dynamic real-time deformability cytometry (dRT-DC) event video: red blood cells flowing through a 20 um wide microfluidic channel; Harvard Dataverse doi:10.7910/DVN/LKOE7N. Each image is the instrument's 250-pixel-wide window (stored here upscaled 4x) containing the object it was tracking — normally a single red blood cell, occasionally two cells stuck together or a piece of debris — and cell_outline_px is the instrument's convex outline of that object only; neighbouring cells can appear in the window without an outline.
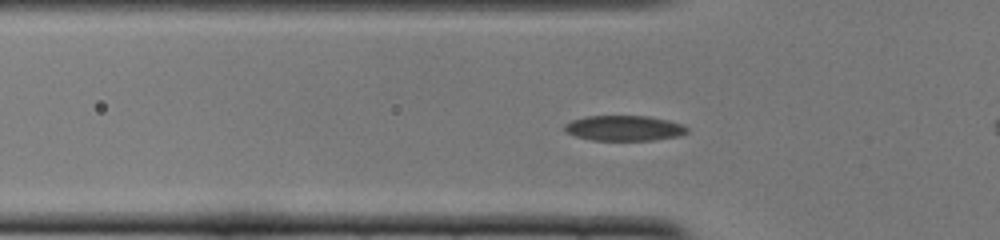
{"species": "common noctule bat (a hibernating species)", "species_latin": "Nyctalus noctula", "temperature_condition": "cold", "stored_images_in_passage": 51, "camera_frame_rate_fps": 3000, "um_per_image_px": 0.085, "animal": {"sex": "female", "body_mass_g": 22.0, "forearm_length_mm": 56.7}, "frame": {"image": 1, "passage_image": 13, "time_ms": 4.0, "image_size_px": [1000, 240], "cell_outline_px": [[688, 132], [680, 136], [652, 140], [592, 140], [576, 136], [568, 132], [564, 128], [564, 124], [572, 120], [588, 116], [648, 116], [668, 120], [680, 124], [688, 128]], "centroid_in_image_um": [53.07, 10.89], "position_along_channel_um": 72.7, "area_um2": 17.92}}
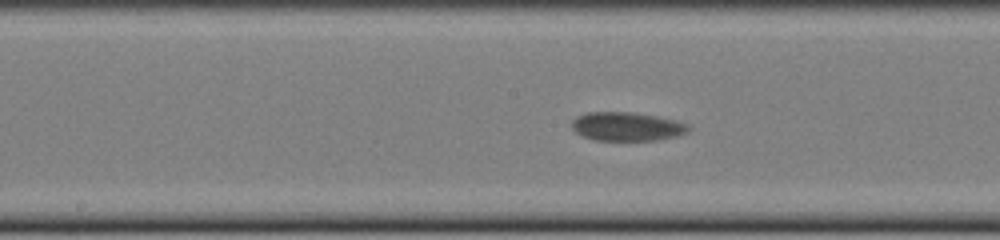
{"frame": {"image": 2, "passage_image": 23, "time_ms": 7.333, "image_size_px": [1000, 240], "cell_outline_px": [[692, 128], [688, 132], [676, 136], [656, 140], [596, 140], [584, 136], [576, 132], [572, 128], [572, 120], [576, 116], [588, 112], [632, 112], [656, 116], [676, 120], [688, 124]], "centroid_in_image_um": [53.3, 10.74], "position_along_channel_um": 194.9, "area_um2": 19.54}}
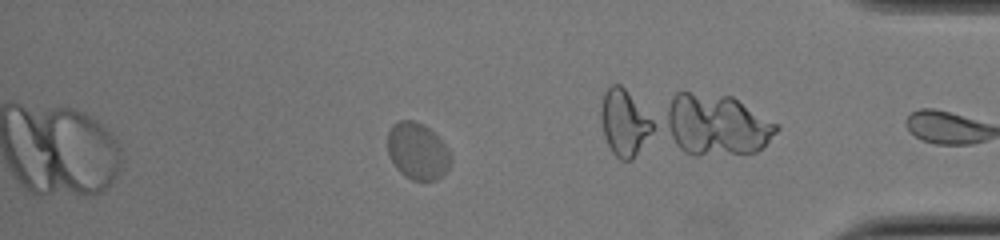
{"frame": {"image": 3, "passage_image": 43, "time_ms": 14.0, "image_size_px": [1000, 240], "cell_outline_px": [[452, 160], [448, 168], [436, 180], [412, 180], [404, 176], [396, 168], [388, 156], [388, 132], [392, 124], [400, 120], [412, 120], [428, 128], [448, 148]], "centroid_in_image_um": [35.46, 12.86], "position_along_channel_um": 399.7, "area_um2": 20.75}, "authors_computed_cell_mechanics": {"area_um2": 19.2474, "velocity_mm_per_s": 3.6636, "shape_relaxation_time_tau1_ms": 1.7034, "shape_relaxation_time_tau2_ms": 0.7644, "deformation_change_tau1": 0.0546, "deformation_change_tau2": 0.0308}}